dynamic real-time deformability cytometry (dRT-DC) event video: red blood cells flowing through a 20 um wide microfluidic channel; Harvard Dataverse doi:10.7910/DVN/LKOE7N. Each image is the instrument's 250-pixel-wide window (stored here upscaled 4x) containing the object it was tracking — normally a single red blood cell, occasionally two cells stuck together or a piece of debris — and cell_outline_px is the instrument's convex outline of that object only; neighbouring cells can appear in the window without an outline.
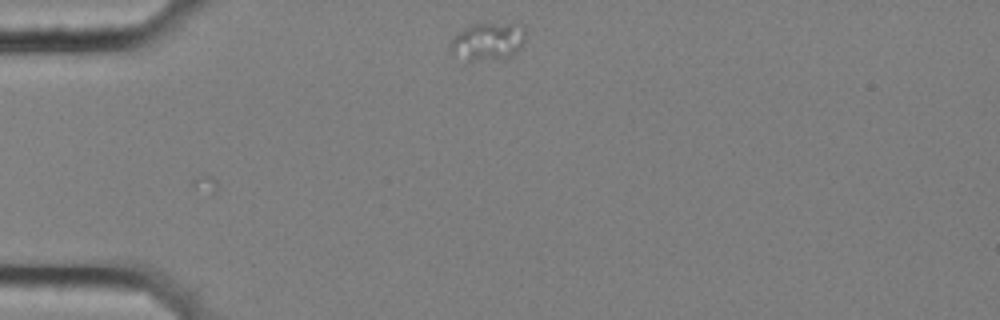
{"species": "common noctule bat (a hibernating species)", "species_latin": "Nyctalus noctula", "temperature_condition": "cold", "stored_images_in_passage": 4, "camera_frame_rate_fps": 3000, "um_per_image_px": 0.085, "animal": {"sex": "female", "body_mass_g": 25.1}, "frame": {"image": 1, "passage_image": 1, "time_ms": 0.0, "image_size_px": [1000, 320], "cell_outline_px": [[528, 36], [520, 48], [512, 56], [504, 60], [464, 64], [448, 52], [448, 44], [456, 32], [472, 24], [524, 24]], "centroid_in_image_um": [41.41, 3.61], "position_along_channel_um": 43.6, "area_um2": 18.09}}